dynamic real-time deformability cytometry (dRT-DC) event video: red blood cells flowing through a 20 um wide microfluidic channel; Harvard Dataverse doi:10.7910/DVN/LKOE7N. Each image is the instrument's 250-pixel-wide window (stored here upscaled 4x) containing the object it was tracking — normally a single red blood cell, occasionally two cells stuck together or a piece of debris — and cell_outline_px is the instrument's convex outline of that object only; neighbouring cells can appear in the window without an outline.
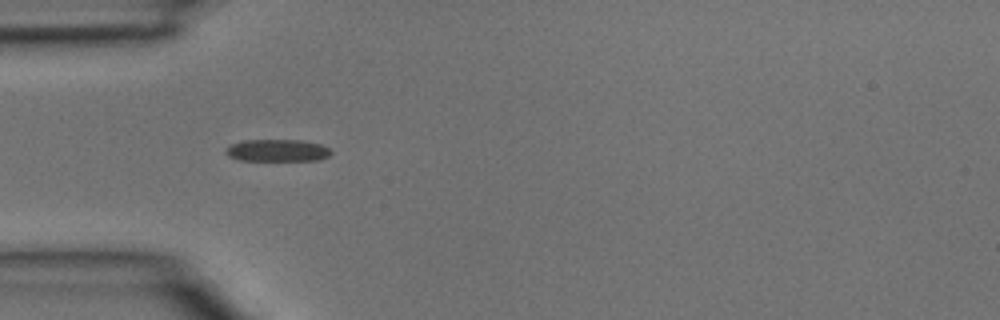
{"species": "common noctule bat (a hibernating species)", "species_latin": "Nyctalus noctula", "temperature_condition": "room temperature", "stored_images_in_passage": 3, "camera_frame_rate_fps": 3000, "um_per_image_px": 0.085, "animal": {"sex": "male", "body_mass_g": 15.6}, "frame": {"image": 1, "passage_image": 2, "time_ms": 0.333, "image_size_px": [1000, 320], "cell_outline_px": [[332, 152], [328, 156], [320, 160], [240, 160], [228, 156], [224, 152], [224, 148], [232, 144], [244, 140], [300, 140], [320, 144], [328, 148]], "centroid_in_image_um": [23.54, 12.78], "position_along_channel_um": 61.5, "area_um2": 13.53}}